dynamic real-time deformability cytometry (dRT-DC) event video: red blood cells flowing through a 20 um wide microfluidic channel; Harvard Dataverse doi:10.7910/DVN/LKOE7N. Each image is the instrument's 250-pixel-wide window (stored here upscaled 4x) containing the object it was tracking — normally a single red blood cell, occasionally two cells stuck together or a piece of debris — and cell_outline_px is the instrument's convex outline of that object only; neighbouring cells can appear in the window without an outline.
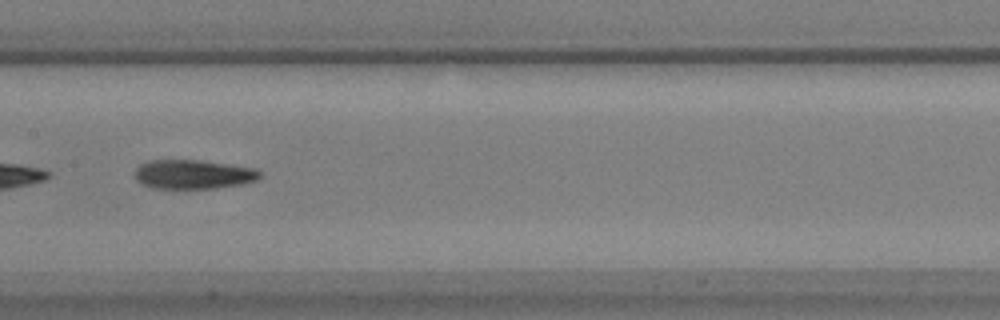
{"species": "common noctule bat (a hibernating species)", "species_latin": "Nyctalus noctula", "temperature_condition": "warm", "stored_images_in_passage": 40, "camera_frame_rate_fps": 3000, "um_per_image_px": 0.085, "animal": {"sex": "male", "body_mass_g": 17.9, "forearm_length_mm": 54.2}, "frame": {"image": 1, "passage_image": 18, "time_ms": 5.667, "image_size_px": [1000, 320], "cell_outline_px": [[264, 176], [256, 180], [244, 184], [216, 188], [152, 188], [140, 184], [136, 180], [136, 168], [140, 164], [148, 160], [200, 160], [256, 168]], "centroid_in_image_um": [16.45, 14.82], "position_along_channel_um": 191.0, "area_um2": 21.44}, "authors_computed_cell_mechanics": {"area_um2": 22.0796, "velocity_mm_per_s": 3.669, "shape_relaxation_time_tau1_ms": 5.6596, "shape_relaxation_time_tau2_ms": 8.6133, "deformation_change_tau1": 0.2103, "deformation_change_tau2": 0.2198}}